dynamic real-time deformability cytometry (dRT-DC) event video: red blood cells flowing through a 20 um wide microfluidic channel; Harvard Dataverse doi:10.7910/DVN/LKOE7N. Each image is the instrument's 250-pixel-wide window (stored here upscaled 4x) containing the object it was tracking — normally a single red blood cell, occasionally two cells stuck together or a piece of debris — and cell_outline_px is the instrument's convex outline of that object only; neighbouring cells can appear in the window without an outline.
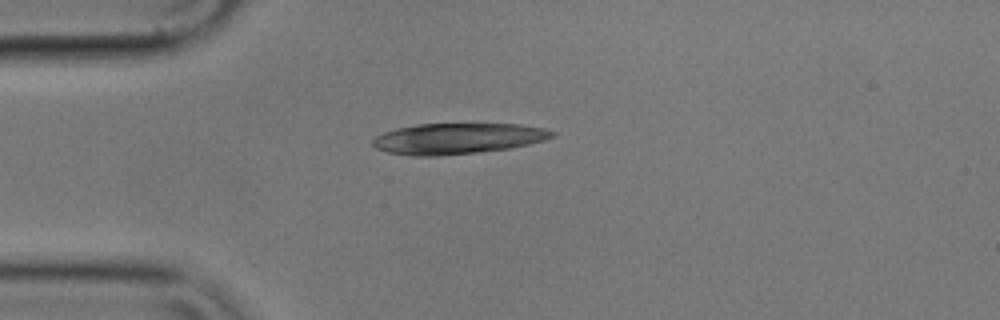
{"species": "common noctule bat (a hibernating species)", "species_latin": "Nyctalus noctula", "temperature_condition": "cold", "stored_images_in_passage": 10, "camera_frame_rate_fps": 3000, "um_per_image_px": 0.085, "animal": {"sex": "male", "body_mass_g": 17.9}, "frame": {"image": 1, "passage_image": 1, "time_ms": 0.0, "image_size_px": [1000, 320], "cell_outline_px": [[556, 136], [544, 140], [512, 148], [440, 156], [416, 156], [388, 152], [376, 148], [372, 144], [372, 140], [376, 136], [384, 132], [396, 128], [416, 124], [520, 124], [544, 128], [556, 132]], "centroid_in_image_um": [38.91, 11.77], "position_along_channel_um": 46.1, "area_um2": 32.25}}